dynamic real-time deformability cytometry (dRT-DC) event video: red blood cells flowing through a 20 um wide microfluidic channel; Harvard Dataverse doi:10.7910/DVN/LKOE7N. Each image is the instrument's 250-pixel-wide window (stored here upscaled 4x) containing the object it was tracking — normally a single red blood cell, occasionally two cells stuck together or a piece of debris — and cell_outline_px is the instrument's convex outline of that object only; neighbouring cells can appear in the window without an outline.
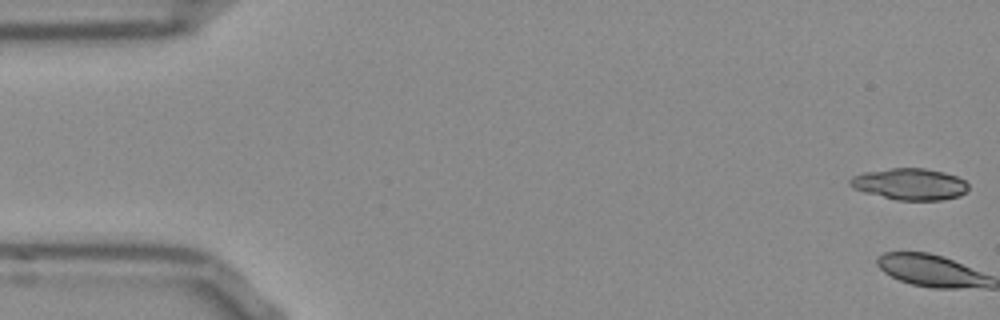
{"species": "Egyptian fruit bat (a non-hibernating species)", "species_latin": "Rousettus aegyptiacus", "temperature_condition": "room temperature", "stored_images_in_passage": 2, "camera_frame_rate_fps": 3000, "um_per_image_px": 0.085, "frame": {"image": 1, "passage_image": 1, "time_ms": 0.0, "image_size_px": [1000, 320], "cell_outline_px": [[968, 188], [960, 196], [944, 200], [896, 200], [864, 192], [852, 188], [848, 184], [848, 180], [852, 176], [864, 172], [892, 168], [924, 168], [944, 172], [956, 176], [964, 180], [968, 184]], "centroid_in_image_um": [77.31, 15.65], "position_along_channel_um": 7.7, "area_um2": 21.85}}